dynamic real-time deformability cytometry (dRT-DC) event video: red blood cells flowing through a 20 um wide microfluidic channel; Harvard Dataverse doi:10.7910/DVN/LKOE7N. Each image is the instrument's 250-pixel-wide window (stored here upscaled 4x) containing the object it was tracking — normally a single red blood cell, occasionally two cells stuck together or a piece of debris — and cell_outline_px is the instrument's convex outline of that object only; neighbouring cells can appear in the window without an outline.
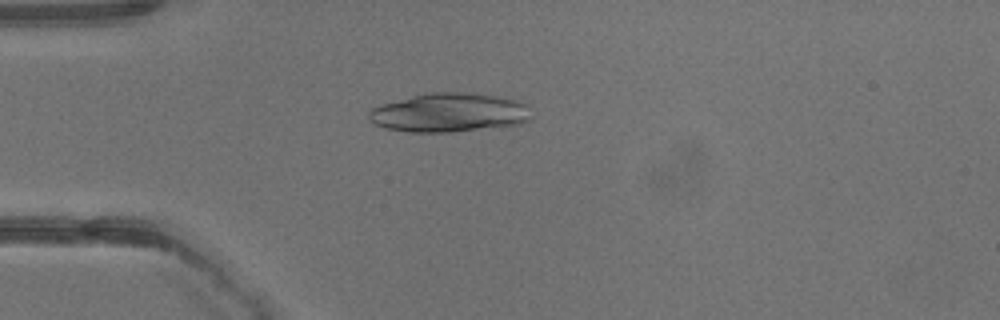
{"species": "common noctule bat (a hibernating species)", "species_latin": "Nyctalus noctula", "temperature_condition": "warm", "stored_images_in_passage": 18, "camera_frame_rate_fps": 3000, "um_per_image_px": 0.085, "animal": {"sex": "male", "body_mass_g": 13.3}, "frame": {"image": 1, "passage_image": 1, "time_ms": 0.0, "image_size_px": [1000, 320], "cell_outline_px": [[528, 120], [520, 124], [452, 132], [408, 132], [388, 128], [376, 124], [368, 116], [368, 112], [372, 108], [380, 104], [424, 92], [472, 92], [508, 96], [520, 100], [528, 104]], "centroid_in_image_um": [38.21, 9.54], "position_along_channel_um": 46.8, "area_um2": 37.34}}
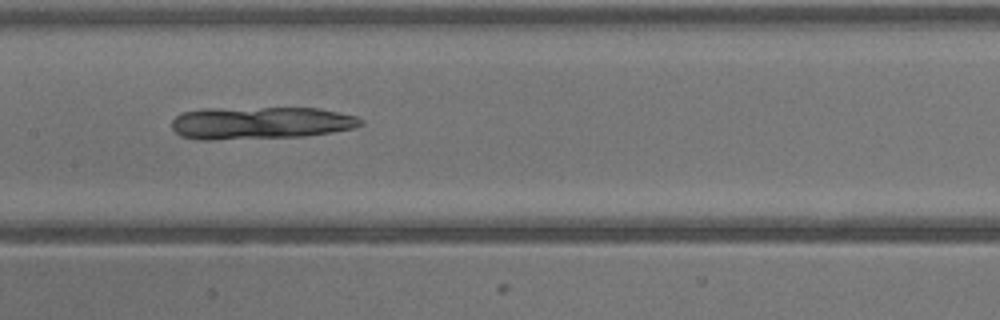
{"frame": {"image": 2, "passage_image": 10, "time_ms": 3.0, "image_size_px": [1000, 320], "cell_outline_px": [[364, 124], [352, 128], [332, 132], [304, 136], [212, 140], [196, 140], [180, 136], [172, 128], [172, 120], [176, 116], [184, 112], [200, 108], [320, 108], [356, 116], [364, 120]], "centroid_in_image_um": [22.12, 10.45], "position_along_channel_um": 185.3, "area_um2": 36.01}}
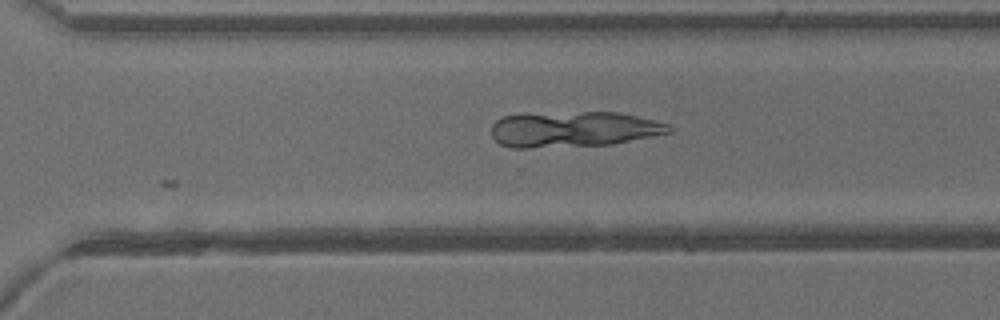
{"frame": {"image": 3, "passage_image": 18, "time_ms": 5.667, "image_size_px": [1000, 320], "cell_outline_px": [[672, 132], [612, 144], [528, 148], [512, 148], [500, 144], [492, 136], [492, 124], [496, 120], [504, 116], [584, 112], [616, 112], [636, 116], [668, 124], [672, 128]], "centroid_in_image_um": [48.76, 11.0], "position_along_channel_um": 321.8, "area_um2": 36.3}}